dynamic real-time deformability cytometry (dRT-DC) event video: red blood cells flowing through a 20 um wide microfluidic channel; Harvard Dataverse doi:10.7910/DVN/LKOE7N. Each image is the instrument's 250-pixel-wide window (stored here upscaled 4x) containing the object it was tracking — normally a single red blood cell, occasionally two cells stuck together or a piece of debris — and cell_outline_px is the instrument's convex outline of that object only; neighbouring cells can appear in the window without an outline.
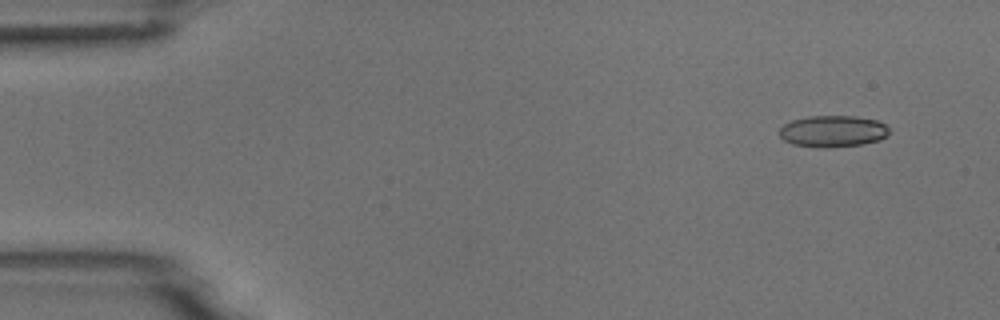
{"species": "common noctule bat (a hibernating species)", "species_latin": "Nyctalus noctula", "temperature_condition": "room temperature", "stored_images_in_passage": 8, "camera_frame_rate_fps": 3000, "um_per_image_px": 0.085, "animal": {"sex": "male", "body_mass_g": 18.8}, "frame": {"image": 1, "passage_image": 1, "time_ms": 0.0, "image_size_px": [1000, 320], "cell_outline_px": [[888, 132], [880, 140], [864, 144], [816, 148], [792, 144], [784, 140], [780, 136], [780, 128], [784, 124], [792, 120], [808, 116], [856, 116], [876, 120], [884, 124], [888, 128]], "centroid_in_image_um": [70.76, 11.15], "position_along_channel_um": 14.2, "area_um2": 20.11}}
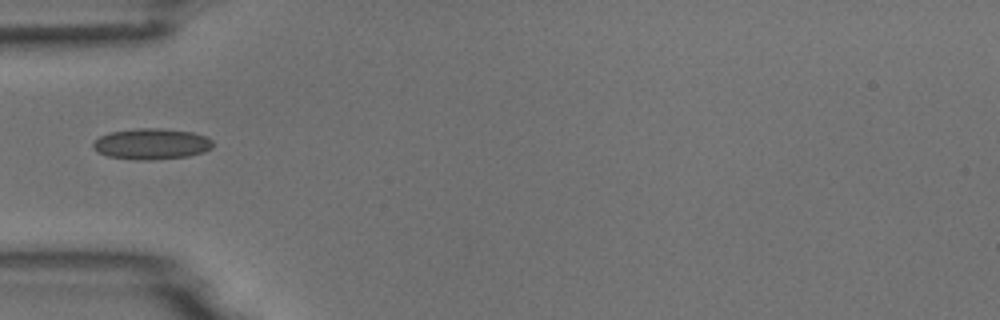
{"frame": {"image": 2, "passage_image": 4, "time_ms": 4.333, "image_size_px": [1000, 320], "cell_outline_px": [[212, 148], [204, 152], [188, 156], [148, 160], [136, 160], [108, 156], [96, 152], [92, 148], [92, 144], [100, 136], [112, 132], [136, 128], [160, 128], [192, 132], [204, 136], [212, 140]], "centroid_in_image_um": [12.86, 12.24], "position_along_channel_um": 72.1, "area_um2": 21.56}}